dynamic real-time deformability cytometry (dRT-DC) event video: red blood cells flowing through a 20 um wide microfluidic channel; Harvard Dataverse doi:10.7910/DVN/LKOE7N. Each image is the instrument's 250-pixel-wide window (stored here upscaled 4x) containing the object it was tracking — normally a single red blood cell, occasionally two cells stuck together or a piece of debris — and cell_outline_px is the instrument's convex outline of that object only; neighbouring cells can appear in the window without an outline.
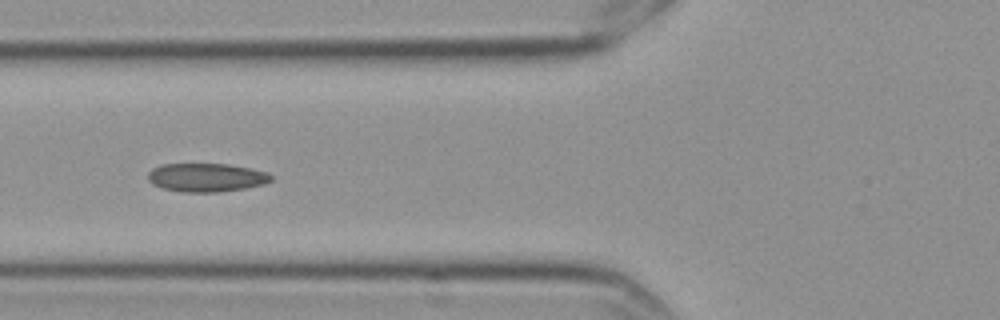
{"species": "Egyptian fruit bat (a non-hibernating species)", "species_latin": "Rousettus aegyptiacus", "temperature_condition": "cold", "stored_images_in_passage": 6, "camera_frame_rate_fps": 3000, "um_per_image_px": 0.085, "frame": {"image": 1, "passage_image": 6, "time_ms": 1.667, "image_size_px": [1000, 320], "cell_outline_px": [[272, 180], [264, 184], [244, 188], [220, 192], [180, 192], [164, 188], [152, 184], [148, 180], [148, 172], [152, 168], [160, 164], [228, 164], [268, 172], [272, 176]], "centroid_in_image_um": [17.52, 15.08], "position_along_channel_um": 108.3, "area_um2": 20.52}}